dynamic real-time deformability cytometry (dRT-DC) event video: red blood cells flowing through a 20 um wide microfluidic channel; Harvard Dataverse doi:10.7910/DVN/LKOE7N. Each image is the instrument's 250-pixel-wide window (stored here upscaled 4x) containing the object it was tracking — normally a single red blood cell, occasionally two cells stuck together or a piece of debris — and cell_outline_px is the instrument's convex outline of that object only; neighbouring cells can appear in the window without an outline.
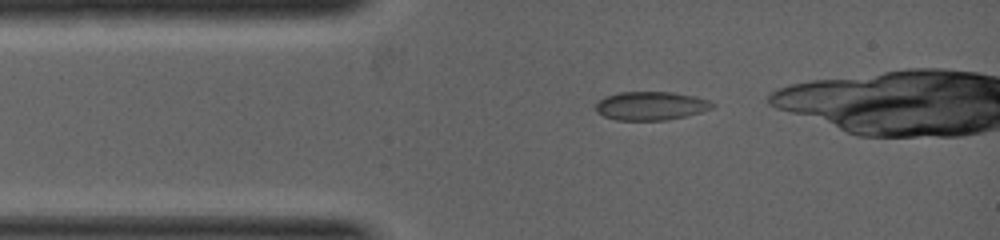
{"species": "common noctule bat (a hibernating species)", "species_latin": "Nyctalus noctula", "temperature_condition": "warm", "stored_images_in_passage": 6, "camera_frame_rate_fps": 5000, "um_per_image_px": 0.085, "animal": {"sex": "female", "body_mass_g": 19.0, "forearm_length_mm": 53.3}, "frame": {"image": 1, "passage_image": 1, "time_ms": 0.0, "image_size_px": [1000, 240], "cell_outline_px": [[716, 104], [712, 108], [700, 112], [684, 116], [664, 120], [616, 120], [604, 116], [596, 112], [596, 104], [604, 96], [620, 92], [672, 92], [696, 96], [708, 100]], "centroid_in_image_um": [55.31, 8.99], "position_along_channel_um": 29.7, "area_um2": 19.36}}
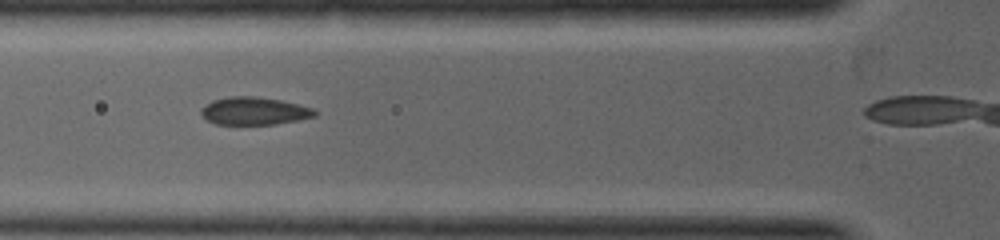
{"frame": {"image": 2, "passage_image": 4, "time_ms": 1.2, "image_size_px": [1000, 240], "cell_outline_px": [[316, 116], [276, 124], [216, 124], [208, 120], [200, 112], [200, 108], [204, 104], [212, 100], [228, 96], [256, 96], [280, 100], [312, 108], [316, 112]], "centroid_in_image_um": [21.56, 9.42], "position_along_channel_um": 104.2, "area_um2": 18.26}}